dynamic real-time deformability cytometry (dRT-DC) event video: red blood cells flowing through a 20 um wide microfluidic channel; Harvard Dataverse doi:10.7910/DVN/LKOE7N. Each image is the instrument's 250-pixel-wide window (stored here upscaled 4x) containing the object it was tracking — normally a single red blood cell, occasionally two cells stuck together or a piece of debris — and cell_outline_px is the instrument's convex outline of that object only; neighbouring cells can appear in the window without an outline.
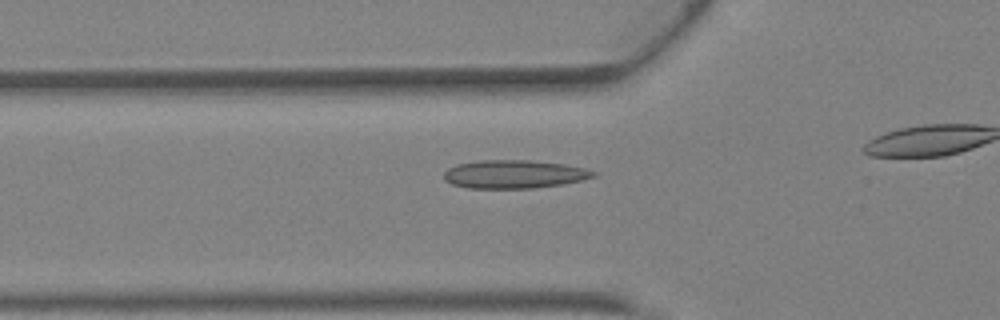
{"species": "Egyptian fruit bat (a non-hibernating species)", "species_latin": "Rousettus aegyptiacus", "temperature_condition": "warm", "stored_images_in_passage": 32, "camera_frame_rate_fps": 3000, "um_per_image_px": 0.085, "animal": {"sex": "female"}, "frame": {"image": 1, "passage_image": 12, "time_ms": 3.667, "image_size_px": [1000, 320], "cell_outline_px": [[596, 176], [580, 180], [560, 184], [532, 188], [468, 188], [452, 184], [444, 180], [444, 172], [448, 168], [456, 164], [480, 160], [532, 160], [564, 164], [584, 168], [596, 172]], "centroid_in_image_um": [43.66, 14.8], "position_along_channel_um": 82.1, "area_um2": 24.57}}
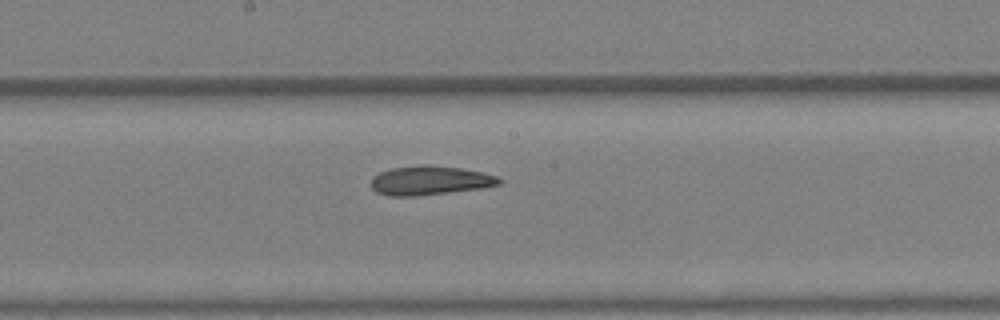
{"frame": {"image": 2, "passage_image": 20, "time_ms": 6.333, "image_size_px": [1000, 320], "cell_outline_px": [[504, 180], [500, 184], [480, 188], [416, 196], [388, 196], [376, 192], [372, 188], [372, 176], [380, 172], [392, 168], [420, 164], [424, 164], [460, 168], [480, 172], [496, 176]], "centroid_in_image_um": [36.51, 15.33], "position_along_channel_um": 211.7, "area_um2": 21.62}}
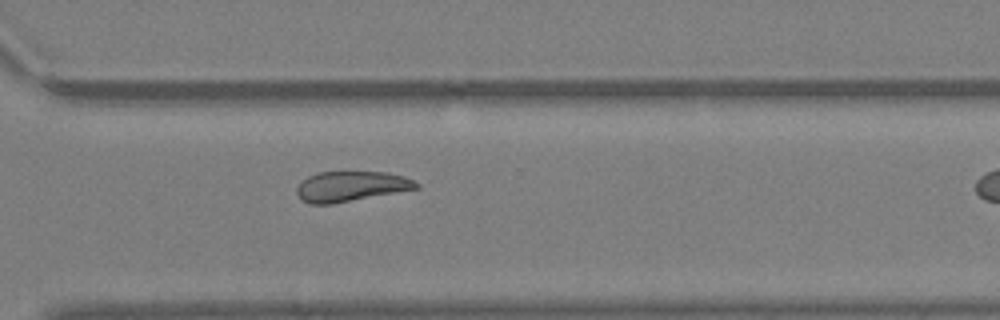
{"frame": {"image": 3, "passage_image": 28, "time_ms": 9.0, "image_size_px": [1000, 320], "cell_outline_px": [[420, 188], [332, 204], [312, 204], [300, 200], [296, 192], [296, 188], [308, 176], [316, 172], [384, 172], [404, 176], [420, 184]], "centroid_in_image_um": [29.82, 15.84], "position_along_channel_um": 340.8, "area_um2": 20.98}}